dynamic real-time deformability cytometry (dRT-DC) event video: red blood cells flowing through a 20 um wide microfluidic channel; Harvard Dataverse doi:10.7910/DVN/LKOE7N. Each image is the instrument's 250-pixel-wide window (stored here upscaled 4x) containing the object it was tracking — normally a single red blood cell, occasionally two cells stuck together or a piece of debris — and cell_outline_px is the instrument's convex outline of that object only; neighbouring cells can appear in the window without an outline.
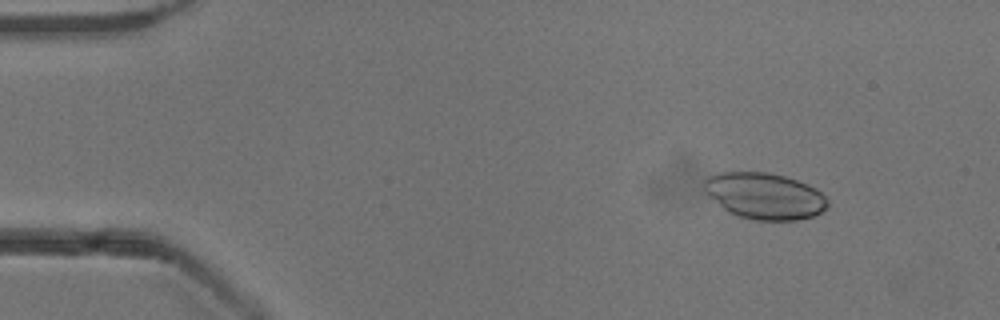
{"species": "common noctule bat (a hibernating species)", "species_latin": "Nyctalus noctula", "temperature_condition": "cold", "stored_images_in_passage": 50, "camera_frame_rate_fps": 3000, "um_per_image_px": 0.085, "animal": {"sex": "male", "body_mass_g": 13.3}, "frame": {"image": 1, "passage_image": 4, "time_ms": 1.0, "image_size_px": [1000, 320], "cell_outline_px": [[828, 208], [812, 216], [796, 220], [752, 220], [728, 212], [704, 192], [704, 176], [720, 172], [768, 172], [784, 176], [808, 184], [816, 188], [828, 200]], "centroid_in_image_um": [64.97, 16.64], "position_along_channel_um": 20.0, "area_um2": 33.47}}
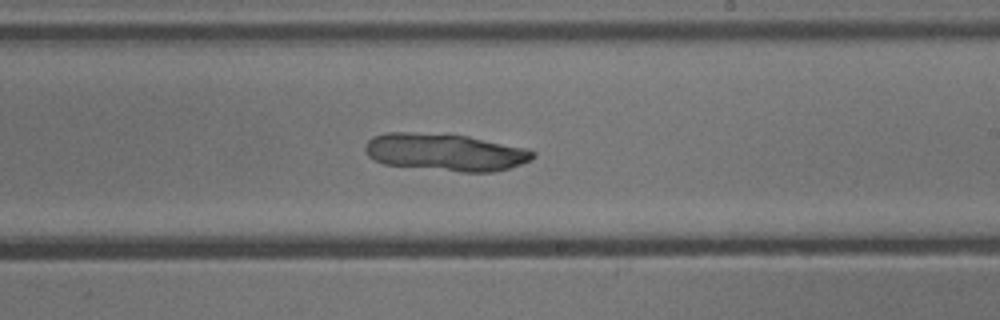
{"frame": {"image": 2, "passage_image": 29, "time_ms": 9.333, "image_size_px": [1000, 320], "cell_outline_px": [[536, 156], [532, 160], [508, 168], [492, 172], [460, 172], [384, 164], [368, 156], [364, 148], [368, 140], [372, 136], [388, 132], [412, 132], [468, 136], [528, 148], [536, 152]], "centroid_in_image_um": [37.87, 12.94], "position_along_channel_um": 251.1, "area_um2": 36.59}}
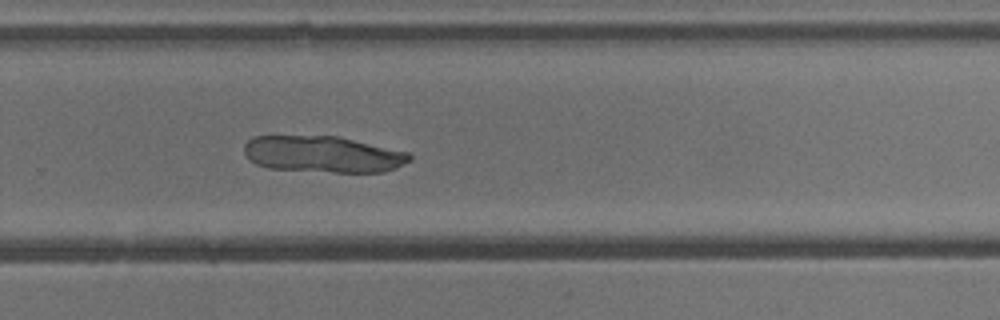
{"frame": {"image": 3, "passage_image": 33, "time_ms": 10.667, "image_size_px": [1000, 320], "cell_outline_px": [[412, 160], [396, 168], [384, 172], [332, 172], [268, 168], [256, 164], [248, 160], [244, 156], [244, 144], [252, 136], [340, 136], [408, 152], [412, 156]], "centroid_in_image_um": [27.44, 13.11], "position_along_channel_um": 302.4, "area_um2": 35.49}}